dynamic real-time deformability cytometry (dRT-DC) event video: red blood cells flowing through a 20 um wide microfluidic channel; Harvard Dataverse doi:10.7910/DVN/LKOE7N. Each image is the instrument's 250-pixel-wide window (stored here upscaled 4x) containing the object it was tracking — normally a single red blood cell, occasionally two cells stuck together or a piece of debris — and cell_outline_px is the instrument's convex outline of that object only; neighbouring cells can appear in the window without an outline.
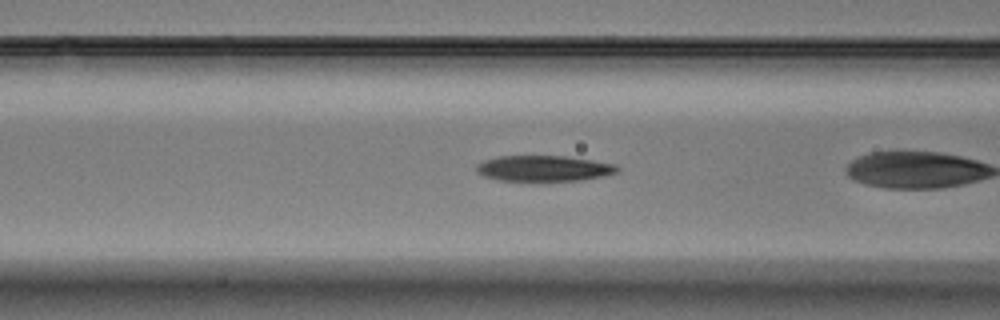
{"species": "Egyptian fruit bat (a non-hibernating species)", "species_latin": "Rousettus aegyptiacus", "temperature_condition": "warm", "stored_images_in_passage": 28, "camera_frame_rate_fps": 3000, "um_per_image_px": 0.085, "animal": {"sex": "male"}, "frame": {"image": 1, "passage_image": 5, "time_ms": 1.333, "image_size_px": [1000, 320], "cell_outline_px": [[620, 168], [616, 172], [604, 176], [580, 180], [500, 180], [484, 176], [476, 172], [476, 164], [484, 160], [496, 156], [564, 156], [592, 160], [616, 164]], "centroid_in_image_um": [46.21, 14.3], "position_along_channel_um": 120.4, "area_um2": 20.98}}